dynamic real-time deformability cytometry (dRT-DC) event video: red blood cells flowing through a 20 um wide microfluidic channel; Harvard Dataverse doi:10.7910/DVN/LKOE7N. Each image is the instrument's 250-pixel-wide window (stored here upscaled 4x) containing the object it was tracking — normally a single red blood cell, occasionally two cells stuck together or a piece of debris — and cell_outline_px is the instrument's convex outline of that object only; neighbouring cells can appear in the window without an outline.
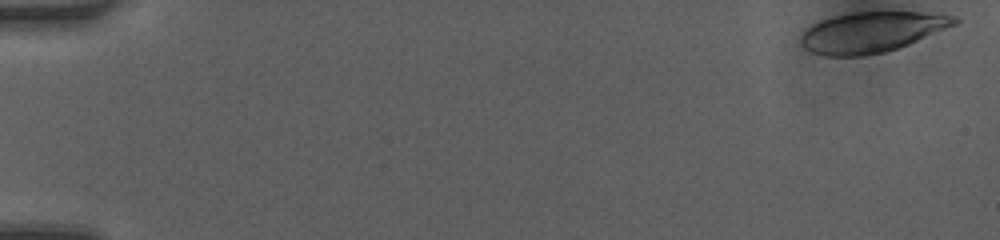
{"species": "human", "species_latin": "Homo sapiens", "temperature_condition": "room temperature", "stored_images_in_passage": 45, "camera_frame_rate_fps": 3000, "um_per_image_px": 0.085, "donor": {"sex": "female"}, "frame": {"image": 1, "passage_image": 1, "time_ms": 0.0, "image_size_px": [1000, 240], "cell_outline_px": [[960, 20], [956, 24], [908, 44], [884, 52], [864, 56], [824, 56], [812, 52], [804, 48], [800, 44], [800, 36], [812, 24], [820, 20], [832, 16], [852, 12], [920, 12], [956, 16]], "centroid_in_image_um": [74.05, 2.73], "position_along_channel_um": 11.0, "area_um2": 36.13}}
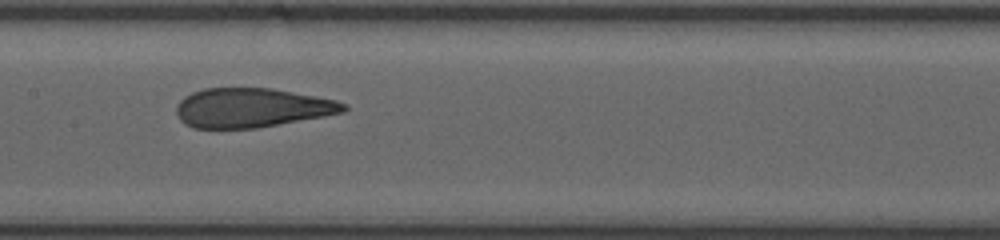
{"frame": {"image": 2, "passage_image": 25, "time_ms": 8.0, "image_size_px": [1000, 240], "cell_outline_px": [[348, 108], [344, 112], [324, 116], [256, 128], [192, 128], [184, 124], [180, 120], [176, 112], [176, 104], [184, 96], [192, 92], [204, 88], [272, 88], [316, 96], [336, 100], [348, 104]], "centroid_in_image_um": [21.38, 9.16], "position_along_channel_um": 186.0, "area_um2": 38.44}}
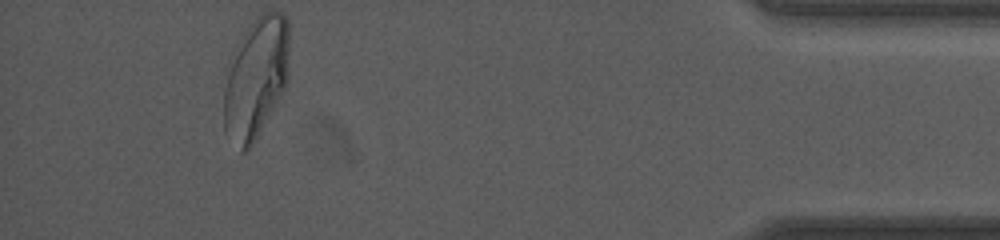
{"frame": {"image": 3, "passage_image": 45, "time_ms": 14.667, "image_size_px": [1000, 240], "cell_outline_px": [[288, 80], [284, 88], [260, 132], [252, 144], [244, 152], [240, 152], [224, 132], [224, 88], [228, 72], [236, 44], [244, 32], [264, 12], [284, 12], [288, 16]], "centroid_in_image_um": [21.75, 6.64], "position_along_channel_um": 413.4, "area_um2": 45.66}, "authors_computed_cell_mechanics": {"area_um2": 39.0728, "velocity_mm_per_s": 4.2254, "shape_relaxation_time_tau1_ms": 8.4277, "shape_relaxation_time_tau2_ms": 0.8386, "deformation_change_tau1": 0.2837, "deformation_change_tau2": 0.0852}}